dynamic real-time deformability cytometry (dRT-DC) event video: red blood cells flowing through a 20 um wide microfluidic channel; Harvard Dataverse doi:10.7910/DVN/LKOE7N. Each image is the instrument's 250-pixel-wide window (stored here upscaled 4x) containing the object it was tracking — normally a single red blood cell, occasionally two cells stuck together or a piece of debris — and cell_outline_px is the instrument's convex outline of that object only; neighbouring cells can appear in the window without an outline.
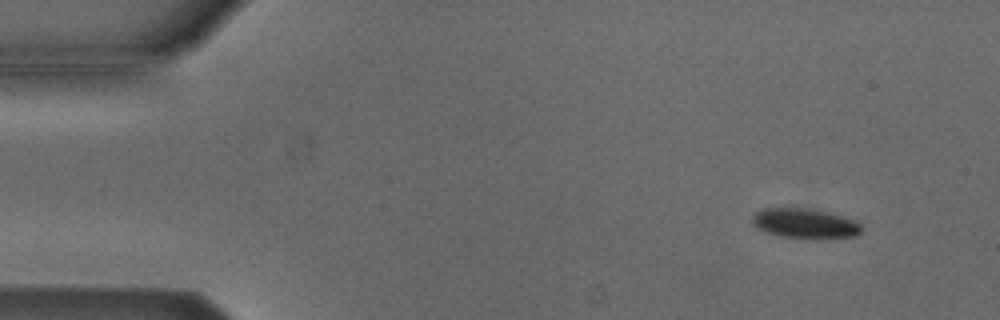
{"species": "Egyptian fruit bat (a non-hibernating species)", "species_latin": "Rousettus aegyptiacus", "temperature_condition": "cold", "stored_images_in_passage": 54, "camera_frame_rate_fps": 3000, "um_per_image_px": 0.085, "animal": {"sex": "male"}, "frame": {"image": 1, "passage_image": 5, "time_ms": 1.333, "image_size_px": [1000, 320], "cell_outline_px": [[864, 232], [856, 236], [812, 240], [808, 240], [780, 236], [764, 232], [756, 228], [752, 224], [752, 216], [756, 212], [764, 208], [800, 208], [828, 212], [856, 220], [864, 228]], "centroid_in_image_um": [68.45, 19.03], "position_along_channel_um": 16.5, "area_um2": 19.59}}
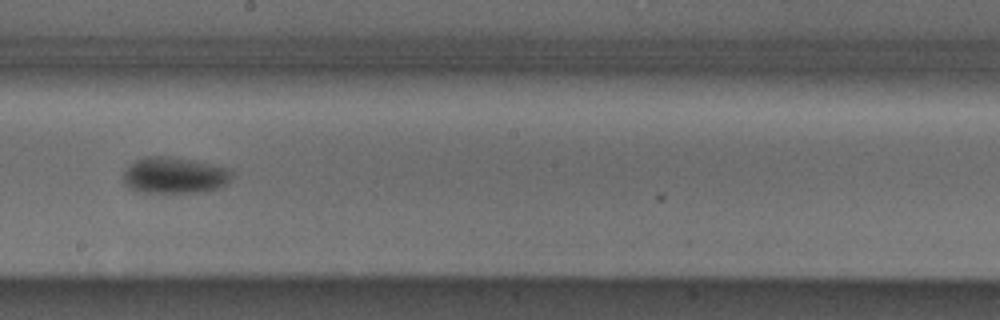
{"frame": {"image": 2, "passage_image": 30, "time_ms": 9.667, "image_size_px": [1000, 320], "cell_outline_px": [[232, 176], [228, 184], [204, 192], [136, 192], [128, 188], [124, 184], [124, 172], [136, 160], [144, 156], [168, 156], [192, 160], [228, 168], [232, 172]], "centroid_in_image_um": [14.83, 14.91], "position_along_channel_um": 233.4, "area_um2": 22.95}}
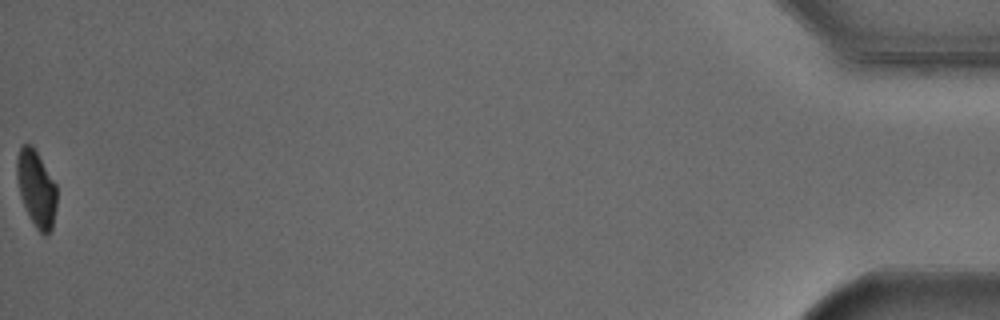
{"frame": {"image": 3, "passage_image": 54, "time_ms": 17.667, "image_size_px": [1000, 320], "cell_outline_px": [[56, 208], [52, 228], [48, 236], [44, 236], [36, 228], [20, 196], [16, 176], [16, 160], [20, 148], [24, 144], [28, 144], [36, 152], [56, 184]], "centroid_in_image_um": [3.09, 16.07], "position_along_channel_um": 432.1, "area_um2": 17.46}, "authors_computed_cell_mechanics": {"area_um2": 20.7791, "velocity_mm_per_s": 3.8083, "shape_relaxation_time_tau1_ms": 2.0193, "shape_relaxation_time_tau2_ms": null, "deformation_change_tau1": 0.0907, "deformation_change_tau2": null}}